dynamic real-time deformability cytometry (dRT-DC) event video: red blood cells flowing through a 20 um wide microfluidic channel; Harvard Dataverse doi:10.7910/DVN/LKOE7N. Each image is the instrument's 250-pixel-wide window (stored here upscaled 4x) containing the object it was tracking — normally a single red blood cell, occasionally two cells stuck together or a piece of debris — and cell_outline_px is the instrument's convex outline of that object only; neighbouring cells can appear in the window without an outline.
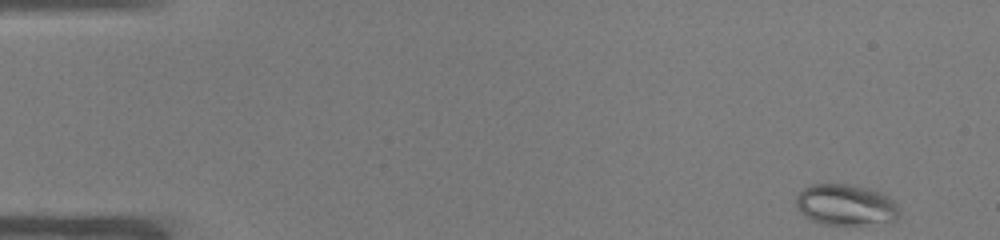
{"species": "common noctule bat (a hibernating species)", "species_latin": "Nyctalus noctula", "temperature_condition": "warm", "stored_images_in_passage": 50, "camera_frame_rate_fps": 3000, "um_per_image_px": 0.085, "animal": {"sex": "male", "body_mass_g": 19.0, "forearm_length_mm": 50.8}, "frame": {"image": 1, "passage_image": 1, "time_ms": 0.0, "image_size_px": [1000, 240], "cell_outline_px": [[900, 216], [896, 220], [864, 224], [824, 224], [812, 220], [804, 216], [800, 212], [796, 204], [796, 196], [804, 188], [812, 184], [852, 184], [872, 188], [888, 196], [896, 204], [900, 212]], "centroid_in_image_um": [71.89, 17.39], "position_along_channel_um": 13.1, "area_um2": 24.74}}
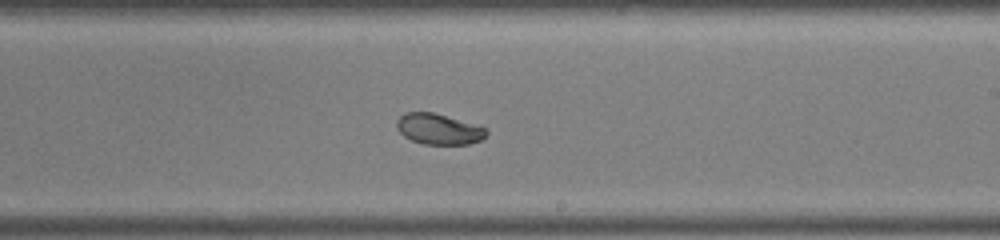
{"frame": {"image": 2, "passage_image": 29, "time_ms": 9.333, "image_size_px": [1000, 240], "cell_outline_px": [[488, 132], [480, 140], [468, 144], [424, 144], [412, 140], [404, 136], [396, 128], [396, 120], [404, 112], [432, 112], [484, 128]], "centroid_in_image_um": [37.21, 10.97], "position_along_channel_um": 251.8, "area_um2": 15.66}}
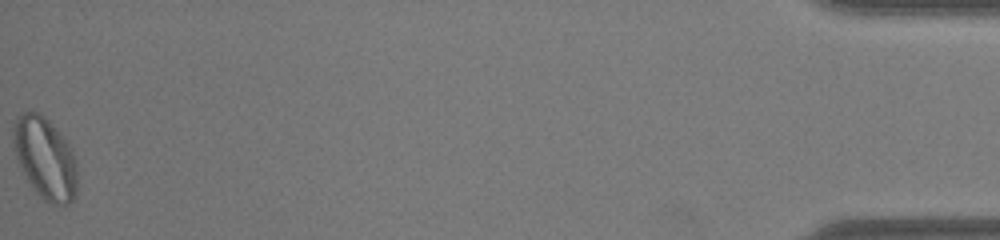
{"frame": {"image": 3, "passage_image": 50, "time_ms": 16.333, "image_size_px": [1000, 240], "cell_outline_px": [[76, 192], [72, 200], [68, 204], [56, 204], [44, 200], [36, 192], [28, 180], [16, 156], [12, 144], [12, 128], [16, 116], [24, 112], [36, 112], [44, 116], [48, 120], [72, 148], [76, 164]], "centroid_in_image_um": [3.81, 13.42], "position_along_channel_um": 431.4, "area_um2": 30.11}, "authors_computed_cell_mechanics": {"area_um2": 21.4727, "velocity_mm_per_s": 3.9079, "shape_relaxation_time_tau1_ms": 3.4557, "shape_relaxation_time_tau2_ms": null, "deformation_change_tau1": 0.1084, "deformation_change_tau2": null}}